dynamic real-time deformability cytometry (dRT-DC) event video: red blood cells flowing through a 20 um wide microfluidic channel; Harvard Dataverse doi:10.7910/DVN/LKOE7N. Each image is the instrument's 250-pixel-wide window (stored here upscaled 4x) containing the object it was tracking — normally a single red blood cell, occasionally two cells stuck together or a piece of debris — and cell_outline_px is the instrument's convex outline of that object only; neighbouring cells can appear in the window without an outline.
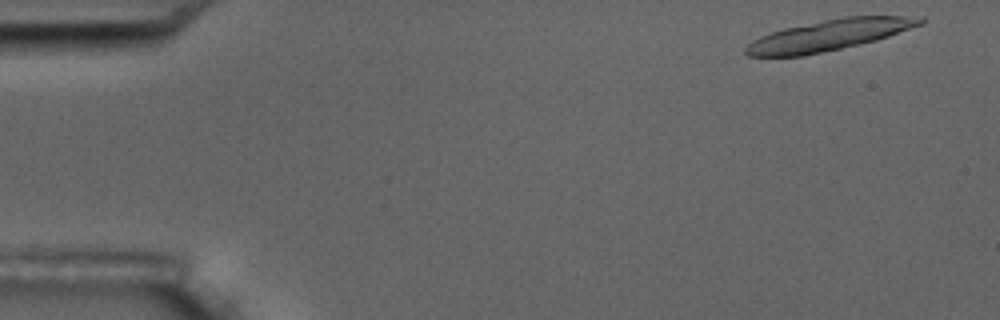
{"species": "common noctule bat (a hibernating species)", "species_latin": "Nyctalus noctula", "temperature_condition": "room temperature", "stored_images_in_passage": 5, "camera_frame_rate_fps": 3000, "um_per_image_px": 0.085, "animal": {"sex": "male", "body_mass_g": 17.5, "forearm_length_mm": 52.3}, "frame": {"image": 1, "passage_image": 1, "time_ms": 0.0, "image_size_px": [1000, 320], "cell_outline_px": [[924, 24], [876, 40], [860, 44], [804, 56], [748, 56], [744, 52], [744, 48], [752, 40], [760, 36], [784, 28], [844, 16], [924, 16]], "centroid_in_image_um": [70.49, 2.98], "position_along_channel_um": 14.5, "area_um2": 31.33}}